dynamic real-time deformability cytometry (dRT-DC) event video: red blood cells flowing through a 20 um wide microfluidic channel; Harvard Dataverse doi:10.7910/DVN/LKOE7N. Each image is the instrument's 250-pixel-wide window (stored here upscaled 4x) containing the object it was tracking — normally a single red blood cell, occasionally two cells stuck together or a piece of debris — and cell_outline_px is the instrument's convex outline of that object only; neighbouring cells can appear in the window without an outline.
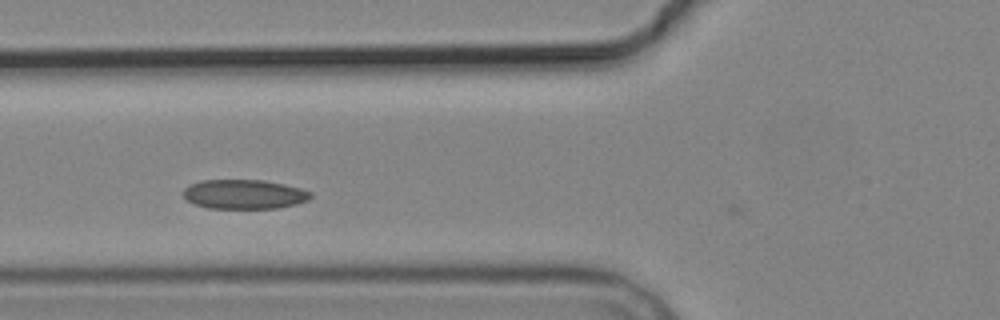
{"species": "common noctule bat (a hibernating species)", "species_latin": "Nyctalus noctula", "temperature_condition": "cold", "stored_images_in_passage": 4, "camera_frame_rate_fps": 3000, "um_per_image_px": 0.085, "animal": {"sex": "male", "body_mass_g": 19.2, "forearm_length_mm": 51.8}, "frame": {"image": 1, "passage_image": 2, "time_ms": 1.333, "image_size_px": [1000, 320], "cell_outline_px": [[312, 196], [308, 200], [296, 204], [276, 208], [208, 208], [196, 204], [188, 200], [184, 196], [184, 188], [188, 184], [200, 180], [264, 180], [284, 184], [300, 188], [312, 192]], "centroid_in_image_um": [20.76, 16.5], "position_along_channel_um": 105.0, "area_um2": 21.79}}
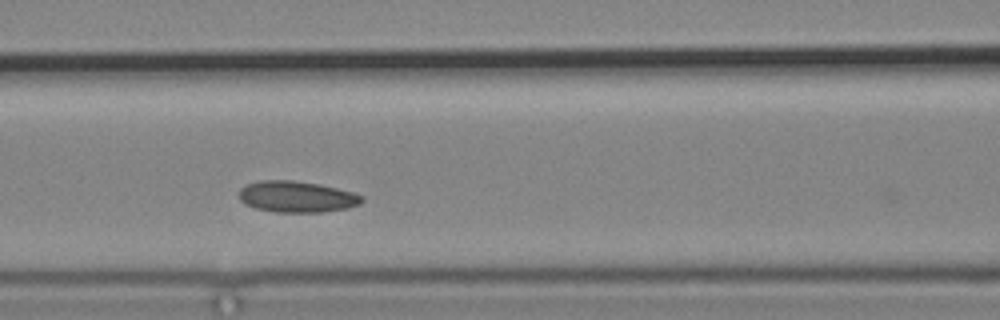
{"frame": {"image": 2, "passage_image": 3, "time_ms": 2.333, "image_size_px": [1000, 320], "cell_outline_px": [[364, 200], [360, 204], [348, 208], [320, 212], [276, 212], [256, 208], [244, 204], [240, 200], [240, 188], [244, 184], [260, 180], [292, 180], [320, 184], [352, 192], [364, 196]], "centroid_in_image_um": [25.21, 16.71], "position_along_channel_um": 141.4, "area_um2": 22.48}}
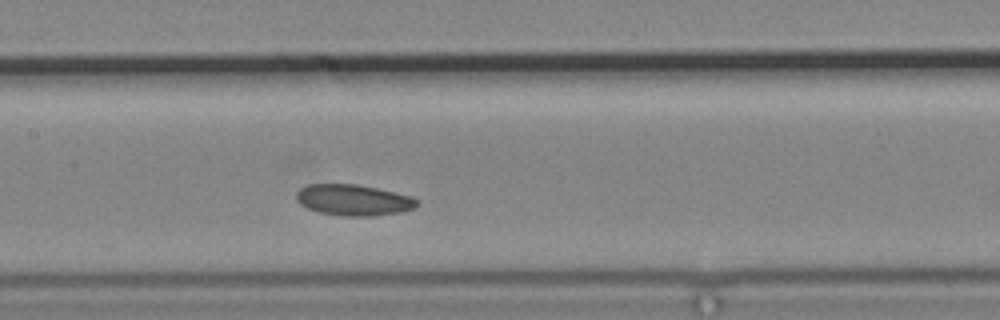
{"frame": {"image": 3, "passage_image": 4, "time_ms": 3.333, "image_size_px": [1000, 320], "cell_outline_px": [[420, 204], [412, 208], [396, 212], [376, 216], [344, 216], [320, 212], [308, 208], [300, 204], [296, 200], [296, 192], [300, 188], [308, 184], [356, 184], [376, 188], [412, 196], [420, 200]], "centroid_in_image_um": [30.04, 16.99], "position_along_channel_um": 177.4, "area_um2": 21.79}}